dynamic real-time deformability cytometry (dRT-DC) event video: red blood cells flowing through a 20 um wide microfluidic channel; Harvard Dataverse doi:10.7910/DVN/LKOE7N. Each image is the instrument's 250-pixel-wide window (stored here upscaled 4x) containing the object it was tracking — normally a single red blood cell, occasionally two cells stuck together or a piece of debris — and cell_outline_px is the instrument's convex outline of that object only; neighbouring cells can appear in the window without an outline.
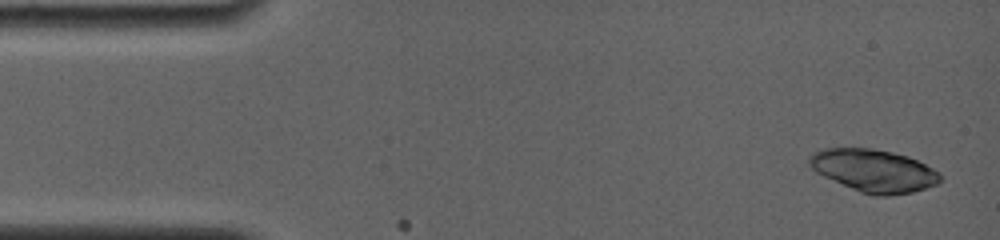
{"species": "common noctule bat (a hibernating species)", "species_latin": "Nyctalus noctula", "temperature_condition": "room temperature", "stored_images_in_passage": 2, "camera_frame_rate_fps": 4000, "um_per_image_px": 0.085, "animal": {"sex": "female", "body_mass_g": 19.0, "forearm_length_mm": 56.7}, "frame": {"image": 1, "passage_image": 1, "time_ms": 0.0, "image_size_px": [1000, 240], "cell_outline_px": [[940, 180], [936, 184], [912, 192], [888, 196], [872, 196], [860, 192], [824, 176], [816, 172], [808, 164], [808, 156], [824, 148], [868, 148], [892, 152], [908, 156], [940, 172]], "centroid_in_image_um": [74.25, 14.51], "position_along_channel_um": 10.7, "area_um2": 32.25}}